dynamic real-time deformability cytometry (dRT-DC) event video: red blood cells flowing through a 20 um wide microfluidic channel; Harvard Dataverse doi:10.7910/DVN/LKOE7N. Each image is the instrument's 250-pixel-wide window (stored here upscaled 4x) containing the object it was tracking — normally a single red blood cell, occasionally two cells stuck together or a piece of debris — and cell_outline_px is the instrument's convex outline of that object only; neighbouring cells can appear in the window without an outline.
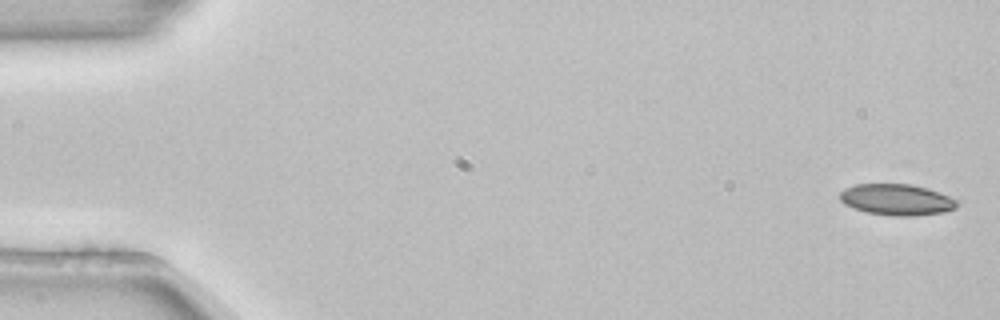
{"species": "common noctule bat (a hibernating species)", "species_latin": "Nyctalus noctula", "temperature_condition": "room temperature", "stored_images_in_passage": 5, "camera_frame_rate_fps": 3000, "um_per_image_px": 0.085, "animal": {"sex": "female", "body_mass_g": 22.7, "forearm_length_mm": 54.2}, "frame": {"image": 1, "passage_image": 1, "time_ms": 0.0, "image_size_px": [1000, 320], "cell_outline_px": [[960, 204], [956, 208], [944, 212], [916, 216], [896, 216], [868, 212], [844, 204], [840, 200], [840, 192], [844, 188], [856, 184], [912, 184], [960, 200]], "centroid_in_image_um": [76.24, 16.97], "position_along_channel_um": 8.8, "area_um2": 21.21}}
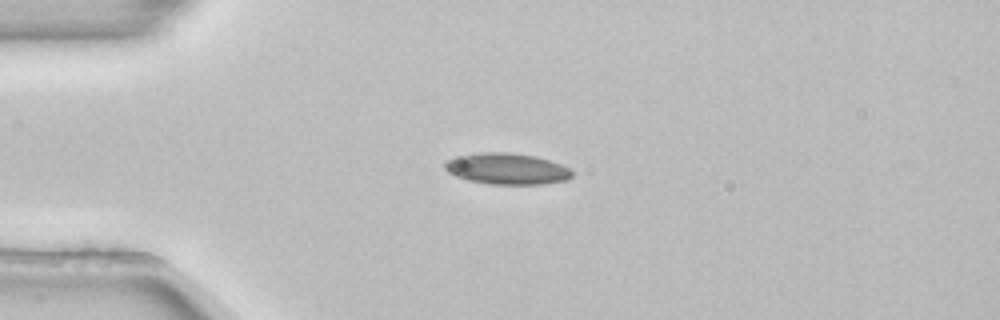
{"frame": {"image": 2, "passage_image": 4, "time_ms": 1.0, "image_size_px": [1000, 320], "cell_outline_px": [[572, 176], [568, 180], [544, 184], [488, 184], [468, 180], [456, 176], [448, 172], [444, 168], [444, 160], [460, 156], [480, 152], [508, 152], [536, 156], [560, 164], [568, 168], [572, 172]], "centroid_in_image_um": [43.07, 14.35], "position_along_channel_um": 41.9, "area_um2": 23.18}}